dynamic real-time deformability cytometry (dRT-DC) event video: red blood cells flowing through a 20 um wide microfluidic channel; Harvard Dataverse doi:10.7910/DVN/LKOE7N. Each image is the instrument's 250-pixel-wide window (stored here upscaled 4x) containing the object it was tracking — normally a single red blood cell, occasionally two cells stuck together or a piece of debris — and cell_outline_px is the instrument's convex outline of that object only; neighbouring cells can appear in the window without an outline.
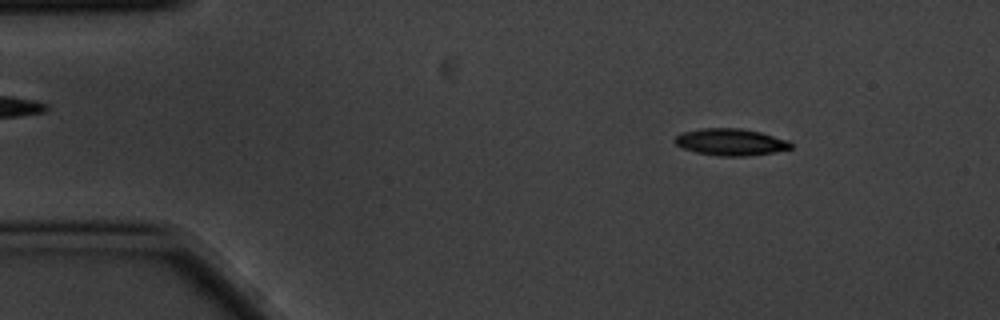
{"species": "common noctule bat (a hibernating species)", "species_latin": "Nyctalus noctula", "temperature_condition": "cold", "stored_images_in_passage": 6, "camera_frame_rate_fps": 3000, "um_per_image_px": 0.085, "animal": {"sex": "male", "body_mass_g": 20.1, "forearm_length_mm": 53.5}, "frame": {"image": 1, "passage_image": 2, "time_ms": 0.333, "image_size_px": [1000, 320], "cell_outline_px": [[792, 148], [772, 152], [748, 156], [720, 156], [696, 152], [684, 148], [676, 144], [672, 140], [676, 136], [684, 132], [700, 128], [740, 128], [760, 132], [788, 140], [792, 144]], "centroid_in_image_um": [62.1, 12.07], "position_along_channel_um": 22.9, "area_um2": 18.03}}
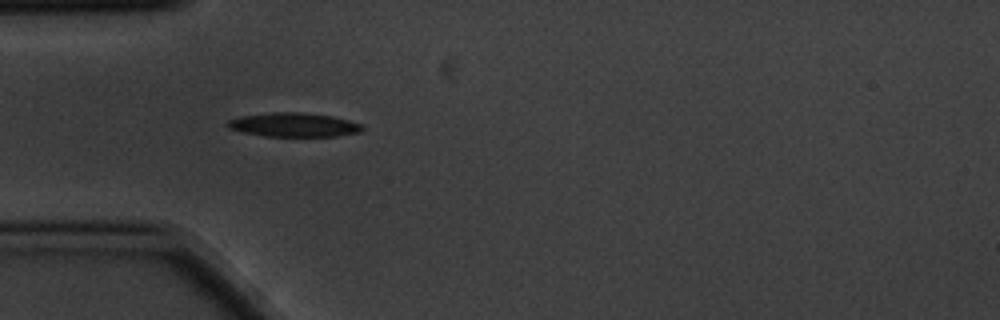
{"frame": {"image": 2, "passage_image": 4, "time_ms": 1.0, "image_size_px": [1000, 320], "cell_outline_px": [[364, 128], [360, 132], [336, 136], [264, 136], [244, 132], [228, 128], [224, 124], [228, 120], [240, 116], [272, 112], [300, 112], [332, 116], [348, 120], [360, 124]], "centroid_in_image_um": [24.93, 10.6], "position_along_channel_um": 60.1, "area_um2": 18.79}}